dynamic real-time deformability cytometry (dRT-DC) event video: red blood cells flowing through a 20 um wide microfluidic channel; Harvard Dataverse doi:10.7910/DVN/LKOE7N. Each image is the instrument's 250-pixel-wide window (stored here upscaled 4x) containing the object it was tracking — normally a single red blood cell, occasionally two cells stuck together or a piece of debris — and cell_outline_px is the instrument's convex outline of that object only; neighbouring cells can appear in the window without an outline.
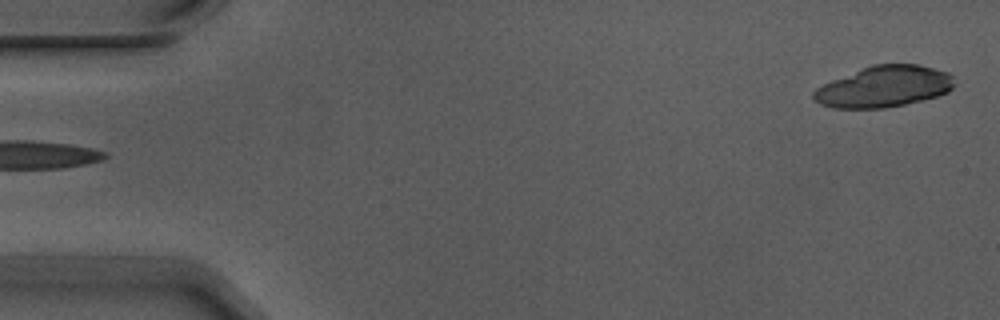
{"species": "Egyptian fruit bat (a non-hibernating species)", "species_latin": "Rousettus aegyptiacus", "temperature_condition": "warm", "stored_images_in_passage": 6, "camera_frame_rate_fps": 3000, "um_per_image_px": 0.085, "animal": {"sex": "male"}, "frame": {"image": 1, "passage_image": 6, "time_ms": 1.667, "image_size_px": [1000, 320], "cell_outline_px": [[956, 84], [948, 92], [936, 96], [904, 104], [884, 108], [832, 108], [820, 104], [812, 96], [812, 92], [816, 88], [832, 80], [872, 64], [916, 64], [948, 72], [952, 76]], "centroid_in_image_um": [75.14, 7.36], "position_along_channel_um": 9.9, "area_um2": 33.58}}